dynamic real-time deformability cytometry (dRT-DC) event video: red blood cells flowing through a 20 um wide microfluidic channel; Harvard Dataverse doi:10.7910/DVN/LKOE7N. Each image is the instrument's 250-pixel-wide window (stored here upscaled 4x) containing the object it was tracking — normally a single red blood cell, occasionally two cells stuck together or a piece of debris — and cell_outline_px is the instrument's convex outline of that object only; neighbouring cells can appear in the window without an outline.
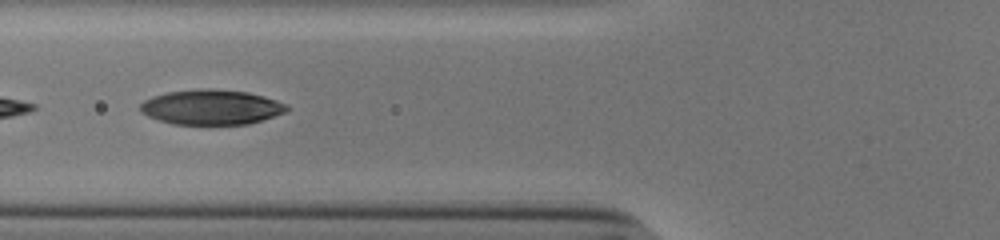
{"species": "human", "species_latin": "Homo sapiens", "temperature_condition": "cold", "stored_images_in_passage": 36, "camera_frame_rate_fps": 3000, "um_per_image_px": 0.085, "donor": {"sex": "male"}, "frame": {"image": 1, "passage_image": 4, "time_ms": 1.0, "image_size_px": [1000, 240], "cell_outline_px": [[288, 108], [284, 112], [248, 124], [172, 124], [148, 116], [140, 112], [140, 104], [144, 100], [152, 96], [168, 92], [208, 88], [248, 92], [264, 96], [288, 104]], "centroid_in_image_um": [17.94, 9.1], "position_along_channel_um": 107.9, "area_um2": 29.65}}
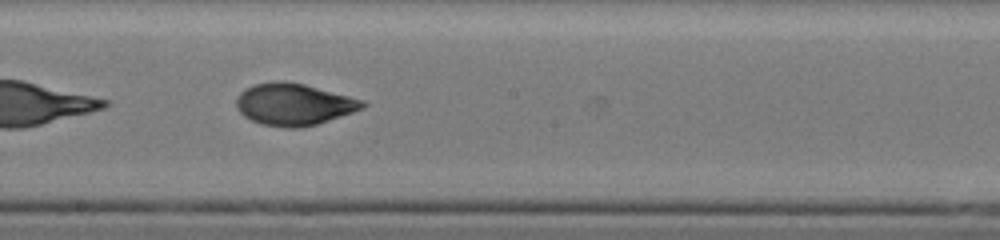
{"frame": {"image": 2, "passage_image": 13, "time_ms": 4.0, "image_size_px": [1000, 240], "cell_outline_px": [[368, 104], [364, 108], [316, 124], [300, 128], [284, 128], [260, 124], [244, 116], [240, 112], [236, 104], [236, 100], [240, 92], [244, 88], [256, 84], [276, 80], [284, 80], [304, 84], [364, 100]], "centroid_in_image_um": [24.96, 8.86], "position_along_channel_um": 223.2, "area_um2": 30.81}}
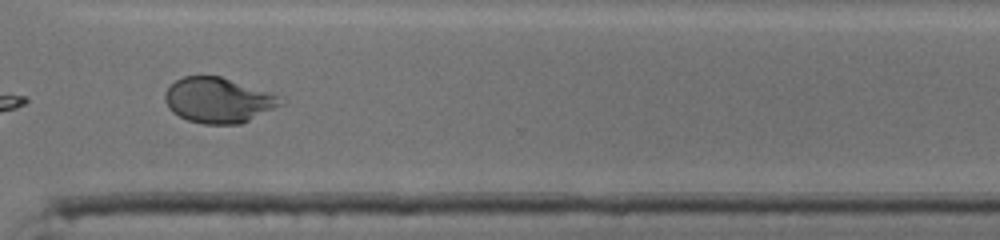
{"frame": {"image": 3, "passage_image": 23, "time_ms": 7.333, "image_size_px": [1000, 240], "cell_outline_px": [[284, 104], [240, 124], [204, 124], [188, 120], [172, 112], [168, 108], [164, 100], [164, 92], [176, 80], [184, 76], [220, 76], [268, 92], [276, 96]], "centroid_in_image_um": [18.5, 8.53], "position_along_channel_um": 352.1, "area_um2": 30.11}, "authors_computed_cell_mechanics": {"area_um2": 30.3739, "velocity_mm_per_s": 3.8538, "shape_relaxation_time_tau1_ms": 5.1858, "shape_relaxation_time_tau2_ms": 1.1101, "deformation_change_tau1": 0.2037, "deformation_change_tau2": 0.0549}}